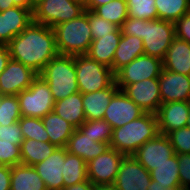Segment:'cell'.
I'll list each match as a JSON object with an SVG mask.
<instances>
[{
  "label": "cell",
  "mask_w": 190,
  "mask_h": 190,
  "mask_svg": "<svg viewBox=\"0 0 190 190\" xmlns=\"http://www.w3.org/2000/svg\"><path fill=\"white\" fill-rule=\"evenodd\" d=\"M10 58L31 68L38 75L59 53L53 28L32 21L8 44Z\"/></svg>",
  "instance_id": "1"
},
{
  "label": "cell",
  "mask_w": 190,
  "mask_h": 190,
  "mask_svg": "<svg viewBox=\"0 0 190 190\" xmlns=\"http://www.w3.org/2000/svg\"><path fill=\"white\" fill-rule=\"evenodd\" d=\"M158 134L156 114L144 113L122 127L114 128L110 147L125 156L134 155L139 147Z\"/></svg>",
  "instance_id": "2"
},
{
  "label": "cell",
  "mask_w": 190,
  "mask_h": 190,
  "mask_svg": "<svg viewBox=\"0 0 190 190\" xmlns=\"http://www.w3.org/2000/svg\"><path fill=\"white\" fill-rule=\"evenodd\" d=\"M57 51L61 55H84L93 40L88 10L82 15L53 27Z\"/></svg>",
  "instance_id": "3"
},
{
  "label": "cell",
  "mask_w": 190,
  "mask_h": 190,
  "mask_svg": "<svg viewBox=\"0 0 190 190\" xmlns=\"http://www.w3.org/2000/svg\"><path fill=\"white\" fill-rule=\"evenodd\" d=\"M39 75L49 84L55 102L79 92L73 55L58 54Z\"/></svg>",
  "instance_id": "4"
},
{
  "label": "cell",
  "mask_w": 190,
  "mask_h": 190,
  "mask_svg": "<svg viewBox=\"0 0 190 190\" xmlns=\"http://www.w3.org/2000/svg\"><path fill=\"white\" fill-rule=\"evenodd\" d=\"M76 79L79 92L90 93L110 87L115 82L112 69L86 54L75 55Z\"/></svg>",
  "instance_id": "5"
},
{
  "label": "cell",
  "mask_w": 190,
  "mask_h": 190,
  "mask_svg": "<svg viewBox=\"0 0 190 190\" xmlns=\"http://www.w3.org/2000/svg\"><path fill=\"white\" fill-rule=\"evenodd\" d=\"M85 11V2L81 0H43L34 7L33 21L53 28Z\"/></svg>",
  "instance_id": "6"
},
{
  "label": "cell",
  "mask_w": 190,
  "mask_h": 190,
  "mask_svg": "<svg viewBox=\"0 0 190 190\" xmlns=\"http://www.w3.org/2000/svg\"><path fill=\"white\" fill-rule=\"evenodd\" d=\"M21 116L43 118L53 111L55 100L49 84L38 75L30 87L18 95Z\"/></svg>",
  "instance_id": "7"
},
{
  "label": "cell",
  "mask_w": 190,
  "mask_h": 190,
  "mask_svg": "<svg viewBox=\"0 0 190 190\" xmlns=\"http://www.w3.org/2000/svg\"><path fill=\"white\" fill-rule=\"evenodd\" d=\"M176 38L174 22L143 19L144 54L163 60L172 41Z\"/></svg>",
  "instance_id": "8"
},
{
  "label": "cell",
  "mask_w": 190,
  "mask_h": 190,
  "mask_svg": "<svg viewBox=\"0 0 190 190\" xmlns=\"http://www.w3.org/2000/svg\"><path fill=\"white\" fill-rule=\"evenodd\" d=\"M162 69L163 63L161 59L143 54L121 68L115 74V82L118 88L123 90L129 84L158 78Z\"/></svg>",
  "instance_id": "9"
},
{
  "label": "cell",
  "mask_w": 190,
  "mask_h": 190,
  "mask_svg": "<svg viewBox=\"0 0 190 190\" xmlns=\"http://www.w3.org/2000/svg\"><path fill=\"white\" fill-rule=\"evenodd\" d=\"M125 155L109 147L87 163V177L94 185L114 184Z\"/></svg>",
  "instance_id": "10"
},
{
  "label": "cell",
  "mask_w": 190,
  "mask_h": 190,
  "mask_svg": "<svg viewBox=\"0 0 190 190\" xmlns=\"http://www.w3.org/2000/svg\"><path fill=\"white\" fill-rule=\"evenodd\" d=\"M175 154L169 138L165 134H158L155 138L145 142L133 155L149 172L167 162Z\"/></svg>",
  "instance_id": "11"
},
{
  "label": "cell",
  "mask_w": 190,
  "mask_h": 190,
  "mask_svg": "<svg viewBox=\"0 0 190 190\" xmlns=\"http://www.w3.org/2000/svg\"><path fill=\"white\" fill-rule=\"evenodd\" d=\"M150 182V172L133 155L123 157L114 182L118 190H147Z\"/></svg>",
  "instance_id": "12"
},
{
  "label": "cell",
  "mask_w": 190,
  "mask_h": 190,
  "mask_svg": "<svg viewBox=\"0 0 190 190\" xmlns=\"http://www.w3.org/2000/svg\"><path fill=\"white\" fill-rule=\"evenodd\" d=\"M37 76L31 68L10 59L0 74V95H18L28 89Z\"/></svg>",
  "instance_id": "13"
},
{
  "label": "cell",
  "mask_w": 190,
  "mask_h": 190,
  "mask_svg": "<svg viewBox=\"0 0 190 190\" xmlns=\"http://www.w3.org/2000/svg\"><path fill=\"white\" fill-rule=\"evenodd\" d=\"M144 113L134 101L119 89L107 106L103 119L114 129L139 118Z\"/></svg>",
  "instance_id": "14"
},
{
  "label": "cell",
  "mask_w": 190,
  "mask_h": 190,
  "mask_svg": "<svg viewBox=\"0 0 190 190\" xmlns=\"http://www.w3.org/2000/svg\"><path fill=\"white\" fill-rule=\"evenodd\" d=\"M122 91L145 113L156 114L162 104L158 78L129 84Z\"/></svg>",
  "instance_id": "15"
},
{
  "label": "cell",
  "mask_w": 190,
  "mask_h": 190,
  "mask_svg": "<svg viewBox=\"0 0 190 190\" xmlns=\"http://www.w3.org/2000/svg\"><path fill=\"white\" fill-rule=\"evenodd\" d=\"M158 81L162 103L190 101V76L162 69Z\"/></svg>",
  "instance_id": "16"
},
{
  "label": "cell",
  "mask_w": 190,
  "mask_h": 190,
  "mask_svg": "<svg viewBox=\"0 0 190 190\" xmlns=\"http://www.w3.org/2000/svg\"><path fill=\"white\" fill-rule=\"evenodd\" d=\"M189 112L190 101L162 103L156 113L159 133L167 135L187 126Z\"/></svg>",
  "instance_id": "17"
},
{
  "label": "cell",
  "mask_w": 190,
  "mask_h": 190,
  "mask_svg": "<svg viewBox=\"0 0 190 190\" xmlns=\"http://www.w3.org/2000/svg\"><path fill=\"white\" fill-rule=\"evenodd\" d=\"M33 21V13L21 7L0 12V45H7Z\"/></svg>",
  "instance_id": "18"
},
{
  "label": "cell",
  "mask_w": 190,
  "mask_h": 190,
  "mask_svg": "<svg viewBox=\"0 0 190 190\" xmlns=\"http://www.w3.org/2000/svg\"><path fill=\"white\" fill-rule=\"evenodd\" d=\"M65 161V147H58L48 158L34 165L38 175L44 181L46 190H62L64 181L62 169Z\"/></svg>",
  "instance_id": "19"
},
{
  "label": "cell",
  "mask_w": 190,
  "mask_h": 190,
  "mask_svg": "<svg viewBox=\"0 0 190 190\" xmlns=\"http://www.w3.org/2000/svg\"><path fill=\"white\" fill-rule=\"evenodd\" d=\"M109 147V144L95 142L90 136L83 134L79 129H75L65 148L68 153L77 155L88 163L104 153Z\"/></svg>",
  "instance_id": "20"
},
{
  "label": "cell",
  "mask_w": 190,
  "mask_h": 190,
  "mask_svg": "<svg viewBox=\"0 0 190 190\" xmlns=\"http://www.w3.org/2000/svg\"><path fill=\"white\" fill-rule=\"evenodd\" d=\"M119 90L116 82L105 89L82 93V104L86 120L103 119L113 95Z\"/></svg>",
  "instance_id": "21"
},
{
  "label": "cell",
  "mask_w": 190,
  "mask_h": 190,
  "mask_svg": "<svg viewBox=\"0 0 190 190\" xmlns=\"http://www.w3.org/2000/svg\"><path fill=\"white\" fill-rule=\"evenodd\" d=\"M163 69L190 76V44L175 38L162 60Z\"/></svg>",
  "instance_id": "22"
},
{
  "label": "cell",
  "mask_w": 190,
  "mask_h": 190,
  "mask_svg": "<svg viewBox=\"0 0 190 190\" xmlns=\"http://www.w3.org/2000/svg\"><path fill=\"white\" fill-rule=\"evenodd\" d=\"M121 29L92 40L86 55L109 68H112L114 54L121 38Z\"/></svg>",
  "instance_id": "23"
},
{
  "label": "cell",
  "mask_w": 190,
  "mask_h": 190,
  "mask_svg": "<svg viewBox=\"0 0 190 190\" xmlns=\"http://www.w3.org/2000/svg\"><path fill=\"white\" fill-rule=\"evenodd\" d=\"M144 54L143 40L136 36L121 35L116 48L112 71L116 74L121 68Z\"/></svg>",
  "instance_id": "24"
},
{
  "label": "cell",
  "mask_w": 190,
  "mask_h": 190,
  "mask_svg": "<svg viewBox=\"0 0 190 190\" xmlns=\"http://www.w3.org/2000/svg\"><path fill=\"white\" fill-rule=\"evenodd\" d=\"M53 111L75 129H78L86 121L81 92H76L65 99L56 101Z\"/></svg>",
  "instance_id": "25"
},
{
  "label": "cell",
  "mask_w": 190,
  "mask_h": 190,
  "mask_svg": "<svg viewBox=\"0 0 190 190\" xmlns=\"http://www.w3.org/2000/svg\"><path fill=\"white\" fill-rule=\"evenodd\" d=\"M11 190H46L34 166L18 164L11 167Z\"/></svg>",
  "instance_id": "26"
},
{
  "label": "cell",
  "mask_w": 190,
  "mask_h": 190,
  "mask_svg": "<svg viewBox=\"0 0 190 190\" xmlns=\"http://www.w3.org/2000/svg\"><path fill=\"white\" fill-rule=\"evenodd\" d=\"M41 119L49 136V142L57 147H66L75 128L54 111Z\"/></svg>",
  "instance_id": "27"
},
{
  "label": "cell",
  "mask_w": 190,
  "mask_h": 190,
  "mask_svg": "<svg viewBox=\"0 0 190 190\" xmlns=\"http://www.w3.org/2000/svg\"><path fill=\"white\" fill-rule=\"evenodd\" d=\"M57 148L50 142L24 139L21 144V164L34 166L48 158Z\"/></svg>",
  "instance_id": "28"
},
{
  "label": "cell",
  "mask_w": 190,
  "mask_h": 190,
  "mask_svg": "<svg viewBox=\"0 0 190 190\" xmlns=\"http://www.w3.org/2000/svg\"><path fill=\"white\" fill-rule=\"evenodd\" d=\"M62 176L64 187L88 180L87 163L79 156L68 153L66 148Z\"/></svg>",
  "instance_id": "29"
},
{
  "label": "cell",
  "mask_w": 190,
  "mask_h": 190,
  "mask_svg": "<svg viewBox=\"0 0 190 190\" xmlns=\"http://www.w3.org/2000/svg\"><path fill=\"white\" fill-rule=\"evenodd\" d=\"M150 175L155 184L170 185L173 189L179 187L178 154L175 153L167 162L157 166Z\"/></svg>",
  "instance_id": "30"
},
{
  "label": "cell",
  "mask_w": 190,
  "mask_h": 190,
  "mask_svg": "<svg viewBox=\"0 0 190 190\" xmlns=\"http://www.w3.org/2000/svg\"><path fill=\"white\" fill-rule=\"evenodd\" d=\"M158 19L176 22L190 12V0H155Z\"/></svg>",
  "instance_id": "31"
},
{
  "label": "cell",
  "mask_w": 190,
  "mask_h": 190,
  "mask_svg": "<svg viewBox=\"0 0 190 190\" xmlns=\"http://www.w3.org/2000/svg\"><path fill=\"white\" fill-rule=\"evenodd\" d=\"M92 12L120 28L128 17L127 2L126 0H112L96 7Z\"/></svg>",
  "instance_id": "32"
},
{
  "label": "cell",
  "mask_w": 190,
  "mask_h": 190,
  "mask_svg": "<svg viewBox=\"0 0 190 190\" xmlns=\"http://www.w3.org/2000/svg\"><path fill=\"white\" fill-rule=\"evenodd\" d=\"M78 129L93 138L95 142H104L110 145L113 129L104 119L86 120Z\"/></svg>",
  "instance_id": "33"
},
{
  "label": "cell",
  "mask_w": 190,
  "mask_h": 190,
  "mask_svg": "<svg viewBox=\"0 0 190 190\" xmlns=\"http://www.w3.org/2000/svg\"><path fill=\"white\" fill-rule=\"evenodd\" d=\"M21 119L17 95H0V125L9 126Z\"/></svg>",
  "instance_id": "34"
},
{
  "label": "cell",
  "mask_w": 190,
  "mask_h": 190,
  "mask_svg": "<svg viewBox=\"0 0 190 190\" xmlns=\"http://www.w3.org/2000/svg\"><path fill=\"white\" fill-rule=\"evenodd\" d=\"M18 122L22 130L23 139L49 142V136L41 118L21 116Z\"/></svg>",
  "instance_id": "35"
},
{
  "label": "cell",
  "mask_w": 190,
  "mask_h": 190,
  "mask_svg": "<svg viewBox=\"0 0 190 190\" xmlns=\"http://www.w3.org/2000/svg\"><path fill=\"white\" fill-rule=\"evenodd\" d=\"M128 16L144 20L158 19L155 0H126Z\"/></svg>",
  "instance_id": "36"
},
{
  "label": "cell",
  "mask_w": 190,
  "mask_h": 190,
  "mask_svg": "<svg viewBox=\"0 0 190 190\" xmlns=\"http://www.w3.org/2000/svg\"><path fill=\"white\" fill-rule=\"evenodd\" d=\"M176 154H190V127L185 126L167 134Z\"/></svg>",
  "instance_id": "37"
},
{
  "label": "cell",
  "mask_w": 190,
  "mask_h": 190,
  "mask_svg": "<svg viewBox=\"0 0 190 190\" xmlns=\"http://www.w3.org/2000/svg\"><path fill=\"white\" fill-rule=\"evenodd\" d=\"M88 22L93 40L115 32L119 27L88 10Z\"/></svg>",
  "instance_id": "38"
},
{
  "label": "cell",
  "mask_w": 190,
  "mask_h": 190,
  "mask_svg": "<svg viewBox=\"0 0 190 190\" xmlns=\"http://www.w3.org/2000/svg\"><path fill=\"white\" fill-rule=\"evenodd\" d=\"M0 163L9 167L21 164V146L0 139Z\"/></svg>",
  "instance_id": "39"
},
{
  "label": "cell",
  "mask_w": 190,
  "mask_h": 190,
  "mask_svg": "<svg viewBox=\"0 0 190 190\" xmlns=\"http://www.w3.org/2000/svg\"><path fill=\"white\" fill-rule=\"evenodd\" d=\"M0 139L21 146L24 139L19 122H15L9 126L0 125Z\"/></svg>",
  "instance_id": "40"
},
{
  "label": "cell",
  "mask_w": 190,
  "mask_h": 190,
  "mask_svg": "<svg viewBox=\"0 0 190 190\" xmlns=\"http://www.w3.org/2000/svg\"><path fill=\"white\" fill-rule=\"evenodd\" d=\"M122 35L136 36L143 39V19L127 17L120 27Z\"/></svg>",
  "instance_id": "41"
},
{
  "label": "cell",
  "mask_w": 190,
  "mask_h": 190,
  "mask_svg": "<svg viewBox=\"0 0 190 190\" xmlns=\"http://www.w3.org/2000/svg\"><path fill=\"white\" fill-rule=\"evenodd\" d=\"M180 186L190 188V154H178Z\"/></svg>",
  "instance_id": "42"
},
{
  "label": "cell",
  "mask_w": 190,
  "mask_h": 190,
  "mask_svg": "<svg viewBox=\"0 0 190 190\" xmlns=\"http://www.w3.org/2000/svg\"><path fill=\"white\" fill-rule=\"evenodd\" d=\"M176 38L190 44V12L183 15L175 23Z\"/></svg>",
  "instance_id": "43"
},
{
  "label": "cell",
  "mask_w": 190,
  "mask_h": 190,
  "mask_svg": "<svg viewBox=\"0 0 190 190\" xmlns=\"http://www.w3.org/2000/svg\"><path fill=\"white\" fill-rule=\"evenodd\" d=\"M11 167L0 166V190H11Z\"/></svg>",
  "instance_id": "44"
},
{
  "label": "cell",
  "mask_w": 190,
  "mask_h": 190,
  "mask_svg": "<svg viewBox=\"0 0 190 190\" xmlns=\"http://www.w3.org/2000/svg\"><path fill=\"white\" fill-rule=\"evenodd\" d=\"M10 53L7 45H0V74L6 68L10 60Z\"/></svg>",
  "instance_id": "45"
},
{
  "label": "cell",
  "mask_w": 190,
  "mask_h": 190,
  "mask_svg": "<svg viewBox=\"0 0 190 190\" xmlns=\"http://www.w3.org/2000/svg\"><path fill=\"white\" fill-rule=\"evenodd\" d=\"M62 190H94V184L88 179L86 181L64 187Z\"/></svg>",
  "instance_id": "46"
},
{
  "label": "cell",
  "mask_w": 190,
  "mask_h": 190,
  "mask_svg": "<svg viewBox=\"0 0 190 190\" xmlns=\"http://www.w3.org/2000/svg\"><path fill=\"white\" fill-rule=\"evenodd\" d=\"M112 0H87L85 2L86 10L93 11L96 7L109 3Z\"/></svg>",
  "instance_id": "47"
},
{
  "label": "cell",
  "mask_w": 190,
  "mask_h": 190,
  "mask_svg": "<svg viewBox=\"0 0 190 190\" xmlns=\"http://www.w3.org/2000/svg\"><path fill=\"white\" fill-rule=\"evenodd\" d=\"M15 7H21L24 9L30 10L32 13L34 11V6L31 3V0H13Z\"/></svg>",
  "instance_id": "48"
},
{
  "label": "cell",
  "mask_w": 190,
  "mask_h": 190,
  "mask_svg": "<svg viewBox=\"0 0 190 190\" xmlns=\"http://www.w3.org/2000/svg\"><path fill=\"white\" fill-rule=\"evenodd\" d=\"M147 190H174L170 185L155 184V180H151Z\"/></svg>",
  "instance_id": "49"
},
{
  "label": "cell",
  "mask_w": 190,
  "mask_h": 190,
  "mask_svg": "<svg viewBox=\"0 0 190 190\" xmlns=\"http://www.w3.org/2000/svg\"><path fill=\"white\" fill-rule=\"evenodd\" d=\"M13 7H15L13 0H0V12H3Z\"/></svg>",
  "instance_id": "50"
},
{
  "label": "cell",
  "mask_w": 190,
  "mask_h": 190,
  "mask_svg": "<svg viewBox=\"0 0 190 190\" xmlns=\"http://www.w3.org/2000/svg\"><path fill=\"white\" fill-rule=\"evenodd\" d=\"M94 190H118L114 184L94 185Z\"/></svg>",
  "instance_id": "51"
},
{
  "label": "cell",
  "mask_w": 190,
  "mask_h": 190,
  "mask_svg": "<svg viewBox=\"0 0 190 190\" xmlns=\"http://www.w3.org/2000/svg\"><path fill=\"white\" fill-rule=\"evenodd\" d=\"M174 190H190V188L179 186V187L175 188Z\"/></svg>",
  "instance_id": "52"
},
{
  "label": "cell",
  "mask_w": 190,
  "mask_h": 190,
  "mask_svg": "<svg viewBox=\"0 0 190 190\" xmlns=\"http://www.w3.org/2000/svg\"><path fill=\"white\" fill-rule=\"evenodd\" d=\"M41 1H43V0H31V3L35 7Z\"/></svg>",
  "instance_id": "53"
},
{
  "label": "cell",
  "mask_w": 190,
  "mask_h": 190,
  "mask_svg": "<svg viewBox=\"0 0 190 190\" xmlns=\"http://www.w3.org/2000/svg\"><path fill=\"white\" fill-rule=\"evenodd\" d=\"M187 119H188L187 126L190 127V112H189V116Z\"/></svg>",
  "instance_id": "54"
}]
</instances>
